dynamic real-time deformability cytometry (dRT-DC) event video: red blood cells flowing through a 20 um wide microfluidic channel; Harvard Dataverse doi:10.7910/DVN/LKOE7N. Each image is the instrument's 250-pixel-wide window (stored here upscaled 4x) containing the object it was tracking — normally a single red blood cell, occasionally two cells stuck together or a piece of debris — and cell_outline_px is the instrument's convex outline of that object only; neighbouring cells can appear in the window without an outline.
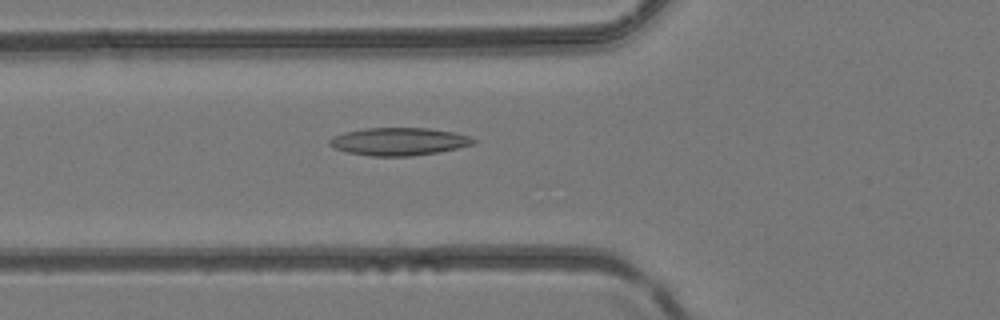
{"species": "common noctule bat (a hibernating species)", "species_latin": "Nyctalus noctula", "temperature_condition": "room temperature", "stored_images_in_passage": 29, "camera_frame_rate_fps": 3000, "um_per_image_px": 0.085, "animal": {"sex": "female", "body_mass_g": 24.6, "forearm_length_mm": 56.2}, "frame": {"image": 1, "passage_image": 7, "time_ms": 2.0, "image_size_px": [1000, 320], "cell_outline_px": [[476, 140], [472, 144], [456, 148], [436, 152], [412, 156], [368, 156], [348, 152], [332, 148], [328, 144], [328, 140], [332, 136], [344, 132], [364, 128], [428, 128], [452, 132], [468, 136]], "centroid_in_image_um": [33.81, 12.03], "position_along_channel_um": 92.0, "area_um2": 23.18}}
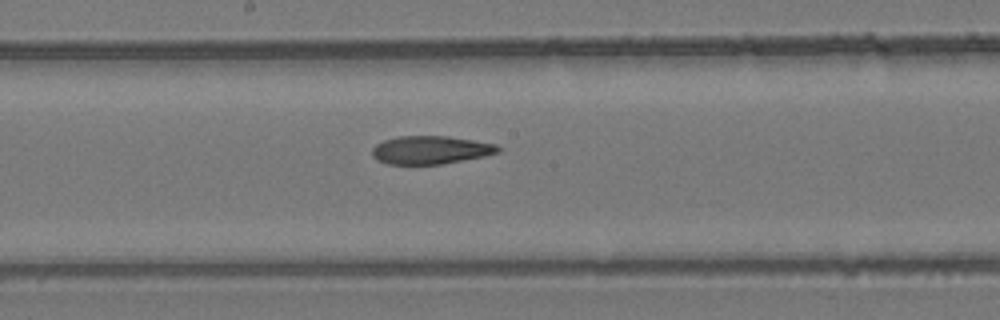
{"frame": {"image": 2, "passage_image": 15, "time_ms": 4.667, "image_size_px": [1000, 320], "cell_outline_px": [[504, 148], [500, 152], [484, 156], [440, 164], [388, 164], [376, 160], [372, 156], [372, 148], [376, 144], [384, 140], [396, 136], [448, 136], [496, 144]], "centroid_in_image_um": [36.6, 12.74], "position_along_channel_um": 211.6, "area_um2": 20.75}}
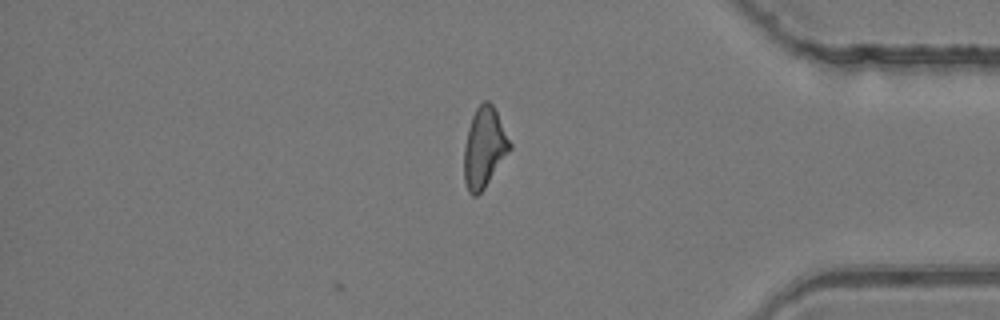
{"frame": {"image": 3, "passage_image": 29, "time_ms": 9.333, "image_size_px": [1000, 320], "cell_outline_px": [[512, 148], [484, 188], [476, 196], [472, 196], [468, 192], [464, 180], [464, 148], [468, 128], [472, 116], [476, 108], [484, 100], [488, 100], [492, 104], [512, 144]], "centroid_in_image_um": [41.15, 12.55], "position_along_channel_um": 394.0, "area_um2": 21.21}}